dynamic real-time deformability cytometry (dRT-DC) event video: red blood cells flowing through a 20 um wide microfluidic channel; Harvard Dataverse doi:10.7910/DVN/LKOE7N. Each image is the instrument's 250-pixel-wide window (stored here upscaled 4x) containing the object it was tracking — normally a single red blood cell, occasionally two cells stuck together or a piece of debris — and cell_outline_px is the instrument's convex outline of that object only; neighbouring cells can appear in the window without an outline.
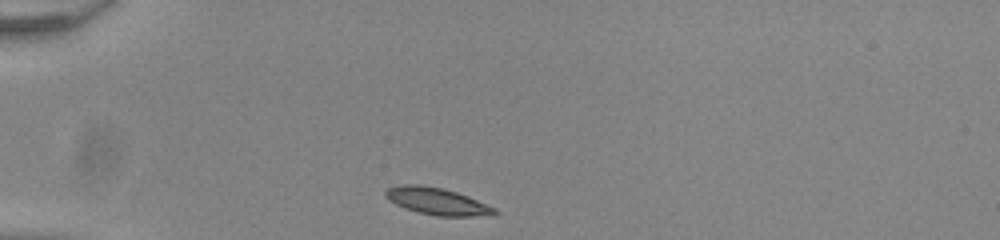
{"species": "common noctule bat (a hibernating species)", "species_latin": "Nyctalus noctula", "temperature_condition": "room temperature", "stored_images_in_passage": 33, "camera_frame_rate_fps": 3000, "um_per_image_px": 0.085, "animal": {"sex": "male", "body_mass_g": 20.0, "forearm_length_mm": 53.3}, "frame": {"image": 1, "passage_image": 1, "time_ms": 0.0, "image_size_px": [1000, 240], "cell_outline_px": [[500, 212], [472, 216], [436, 216], [420, 212], [396, 204], [388, 200], [384, 196], [384, 192], [388, 188], [404, 184], [420, 184], [444, 188], [468, 196], [496, 208]], "centroid_in_image_um": [37.12, 17.09], "position_along_channel_um": 47.9, "area_um2": 16.94}}
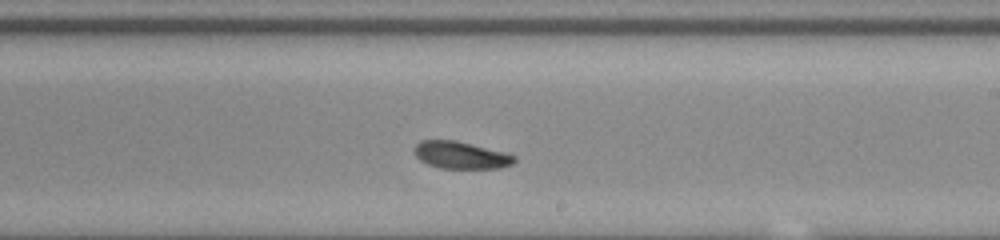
{"frame": {"image": 2, "passage_image": 19, "time_ms": 6.0, "image_size_px": [1000, 240], "cell_outline_px": [[516, 160], [512, 164], [500, 168], [440, 168], [428, 164], [420, 160], [412, 152], [416, 144], [420, 140], [452, 140], [504, 152], [516, 156]], "centroid_in_image_um": [39.14, 13.19], "position_along_channel_um": 249.9, "area_um2": 15.72}}
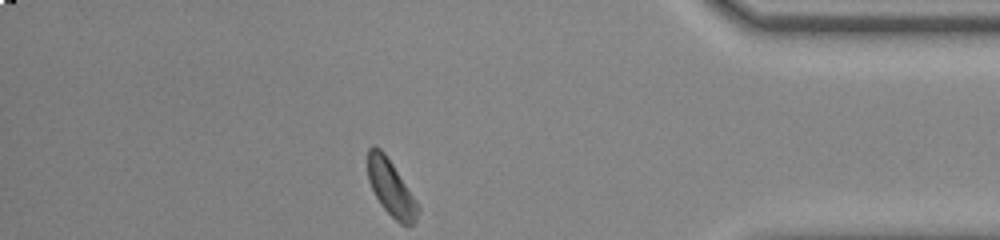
{"frame": {"image": 3, "passage_image": 33, "time_ms": 10.667, "image_size_px": [1000, 240], "cell_outline_px": [[420, 208], [416, 220], [412, 224], [400, 224], [380, 204], [368, 180], [368, 148], [372, 144], [376, 144], [384, 152], [416, 200]], "centroid_in_image_um": [33.22, 15.95], "position_along_channel_um": 402.0, "area_um2": 16.07}, "authors_computed_cell_mechanics": {"area_um2": 16.2996, "velocity_mm_per_s": 3.871, "shape_relaxation_time_tau1_ms": 6.1307, "shape_relaxation_time_tau2_ms": null, "deformation_change_tau1": 0.1096, "deformation_change_tau2": null}}